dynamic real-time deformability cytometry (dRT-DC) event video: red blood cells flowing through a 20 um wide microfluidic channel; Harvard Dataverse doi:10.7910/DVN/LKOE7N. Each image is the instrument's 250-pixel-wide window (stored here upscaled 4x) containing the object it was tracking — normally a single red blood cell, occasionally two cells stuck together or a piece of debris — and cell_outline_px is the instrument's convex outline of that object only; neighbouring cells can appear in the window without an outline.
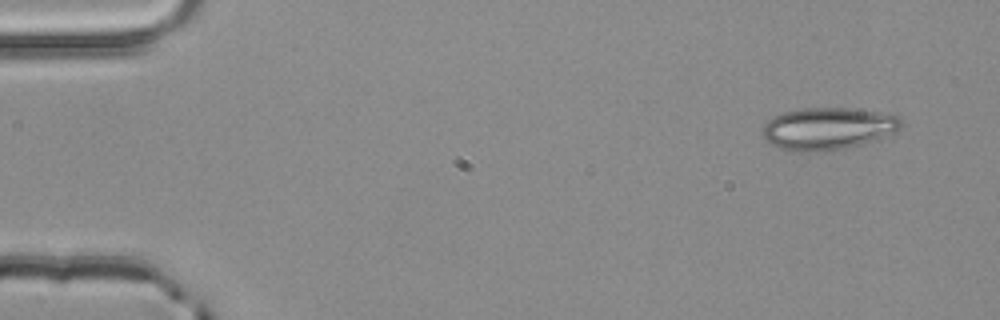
{"species": "common noctule bat (a hibernating species)", "species_latin": "Nyctalus noctula", "temperature_condition": "room temperature", "stored_images_in_passage": 3, "camera_frame_rate_fps": 3000, "um_per_image_px": 0.085, "animal": {"sex": "male", "body_mass_g": 20.4}, "frame": {"image": 1, "passage_image": 1, "time_ms": 0.0, "image_size_px": [1000, 320], "cell_outline_px": [[904, 124], [900, 128], [880, 140], [844, 148], [808, 152], [804, 152], [780, 148], [772, 144], [760, 132], [764, 124], [768, 120], [784, 112], [804, 108], [848, 108], [880, 112], [900, 116]], "centroid_in_image_um": [70.42, 10.92], "position_along_channel_um": 14.6, "area_um2": 34.04}}